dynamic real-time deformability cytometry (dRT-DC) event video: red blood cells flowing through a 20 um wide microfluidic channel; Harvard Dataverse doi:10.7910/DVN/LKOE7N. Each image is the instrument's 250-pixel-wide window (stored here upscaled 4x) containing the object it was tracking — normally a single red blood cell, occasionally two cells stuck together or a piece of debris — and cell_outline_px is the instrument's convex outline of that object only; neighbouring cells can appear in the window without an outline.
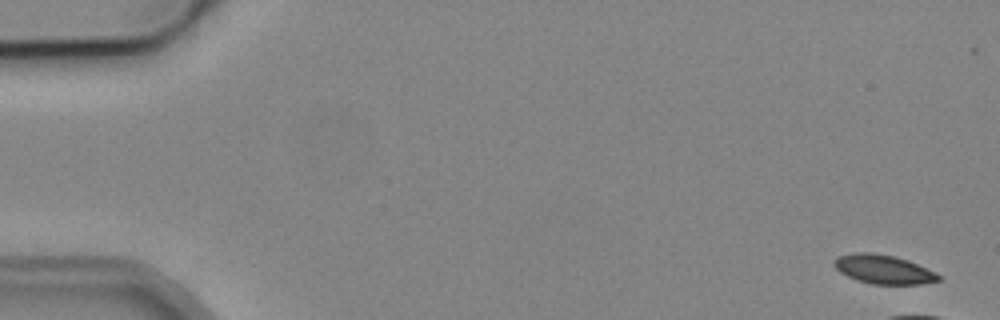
{"species": "common noctule bat (a hibernating species)", "species_latin": "Nyctalus noctula", "temperature_condition": "cold", "stored_images_in_passage": 6, "camera_frame_rate_fps": 3000, "um_per_image_px": 0.085, "animal": {"sex": "male", "body_mass_g": 19.2, "forearm_length_mm": 51.8}, "frame": {"image": 1, "passage_image": 1, "time_ms": 0.0, "image_size_px": [1000, 320], "cell_outline_px": [[940, 280], [920, 284], [872, 284], [856, 280], [840, 272], [832, 264], [832, 260], [840, 256], [856, 252], [872, 252], [892, 256], [908, 260], [936, 272], [940, 276]], "centroid_in_image_um": [75.07, 22.89], "position_along_channel_um": 9.9, "area_um2": 17.57}}